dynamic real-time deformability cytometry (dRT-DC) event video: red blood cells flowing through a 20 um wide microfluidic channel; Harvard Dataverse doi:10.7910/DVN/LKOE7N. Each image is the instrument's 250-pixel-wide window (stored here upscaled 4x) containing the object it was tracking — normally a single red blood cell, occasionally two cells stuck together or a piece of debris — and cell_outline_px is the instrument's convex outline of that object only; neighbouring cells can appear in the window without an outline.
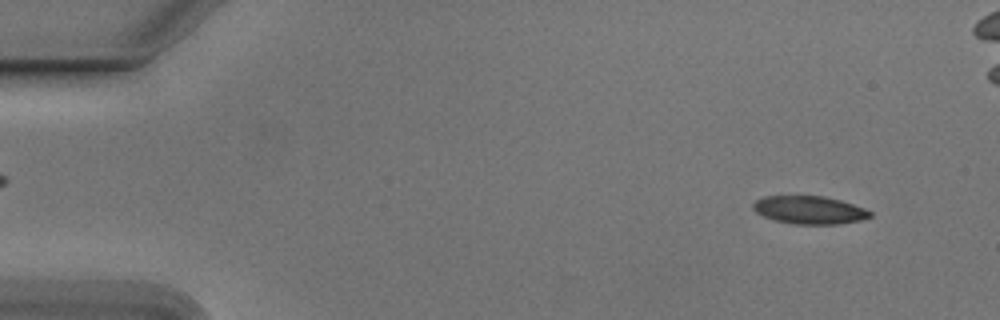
{"species": "Egyptian fruit bat (a non-hibernating species)", "species_latin": "Rousettus aegyptiacus", "temperature_condition": "cold", "stored_images_in_passage": 54, "camera_frame_rate_fps": 3000, "um_per_image_px": 0.085, "animal": {"sex": "male"}, "frame": {"image": 1, "passage_image": 4, "time_ms": 1.0, "image_size_px": [1000, 320], "cell_outline_px": [[872, 216], [860, 220], [840, 224], [796, 224], [776, 220], [764, 216], [756, 212], [752, 208], [752, 204], [756, 200], [764, 196], [824, 196], [840, 200], [864, 208], [872, 212]], "centroid_in_image_um": [68.8, 17.84], "position_along_channel_um": 16.2, "area_um2": 18.96}}
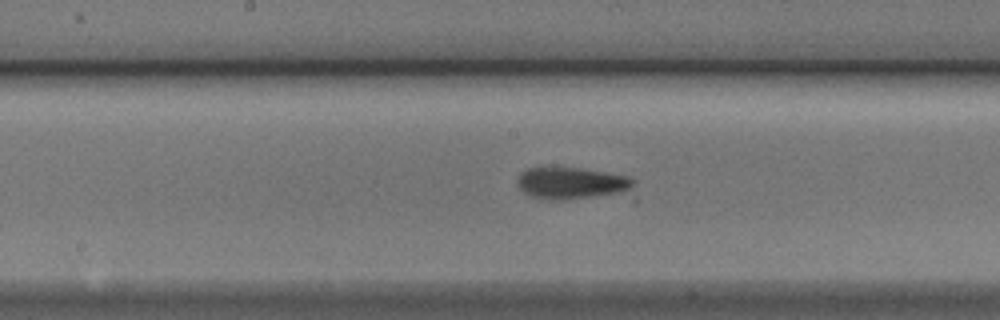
{"frame": {"image": 2, "passage_image": 27, "time_ms": 8.667, "image_size_px": [1000, 320], "cell_outline_px": [[636, 184], [620, 192], [568, 200], [548, 200], [532, 196], [524, 192], [516, 184], [516, 180], [520, 172], [528, 168], [584, 168], [628, 176]], "centroid_in_image_um": [48.5, 15.56], "position_along_channel_um": 199.7, "area_um2": 21.27}}
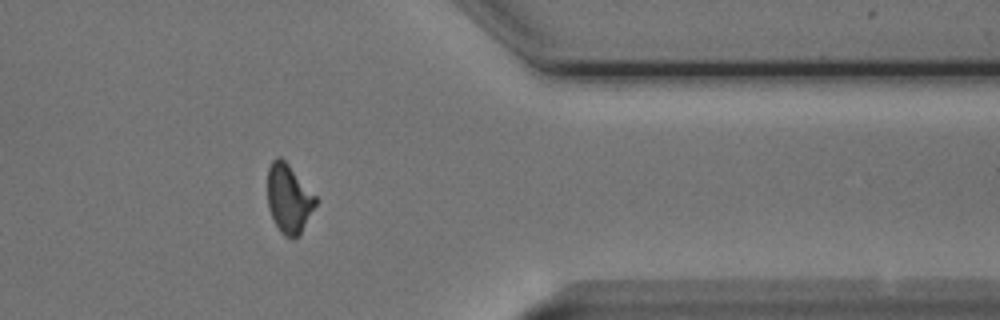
{"frame": {"image": 3, "passage_image": 43, "time_ms": 14.0, "image_size_px": [1000, 320], "cell_outline_px": [[316, 204], [300, 236], [284, 236], [280, 232], [268, 208], [268, 168], [272, 160], [276, 156], [280, 156], [288, 164], [316, 196]], "centroid_in_image_um": [24.54, 16.87], "position_along_channel_um": 386.9, "area_um2": 19.07}, "authors_computed_cell_mechanics": {"area_um2": 19.7965, "velocity_mm_per_s": 3.8042, "shape_relaxation_time_tau1_ms": 3.6606, "shape_relaxation_time_tau2_ms": 2.5515, "deformation_change_tau1": 0.154, "deformation_change_tau2": 0.1027}}